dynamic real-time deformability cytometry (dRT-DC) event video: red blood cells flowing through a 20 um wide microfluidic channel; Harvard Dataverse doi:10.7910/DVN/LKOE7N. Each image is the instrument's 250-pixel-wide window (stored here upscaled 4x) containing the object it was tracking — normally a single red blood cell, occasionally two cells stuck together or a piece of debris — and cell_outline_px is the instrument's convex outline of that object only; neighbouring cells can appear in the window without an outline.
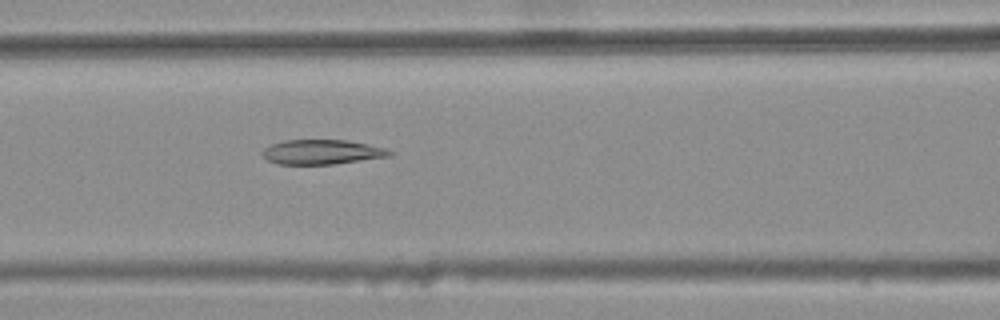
{"species": "common noctule bat (a hibernating species)", "species_latin": "Nyctalus noctula", "temperature_condition": "warm", "stored_images_in_passage": 28, "camera_frame_rate_fps": 3000, "um_per_image_px": 0.085, "animal": {"sex": "female", "body_mass_g": 25.1}, "frame": {"image": 1, "passage_image": 9, "time_ms": 2.667, "image_size_px": [1000, 320], "cell_outline_px": [[396, 152], [388, 156], [332, 164], [276, 164], [268, 160], [260, 152], [264, 148], [272, 144], [284, 140], [348, 140], [368, 144], [384, 148]], "centroid_in_image_um": [27.34, 12.91], "position_along_channel_um": 139.3, "area_um2": 18.15}}
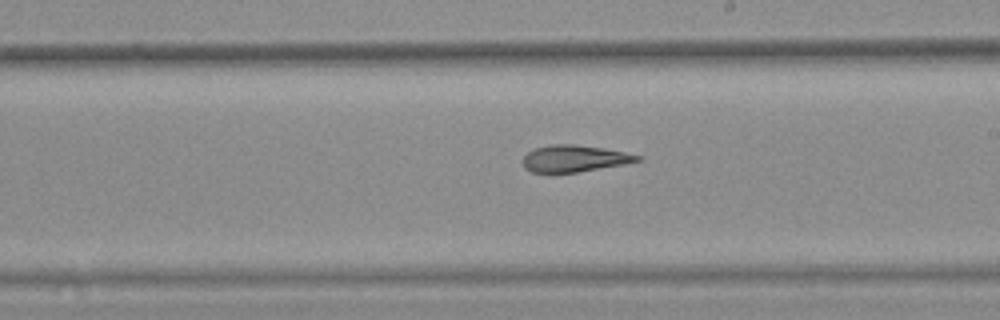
{"frame": {"image": 2, "passage_image": 17, "time_ms": 5.333, "image_size_px": [1000, 320], "cell_outline_px": [[644, 160], [624, 164], [576, 172], [532, 172], [524, 168], [520, 160], [528, 152], [536, 148], [552, 144], [572, 144], [604, 148], [624, 152], [640, 156]], "centroid_in_image_um": [48.79, 13.47], "position_along_channel_um": 240.2, "area_um2": 17.74}}
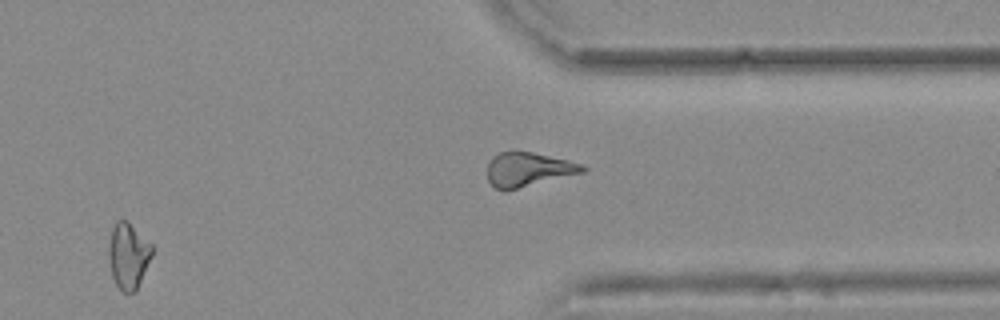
{"frame": {"image": 3, "passage_image": 27, "time_ms": 8.667, "image_size_px": [1000, 320], "cell_outline_px": [[152, 256], [136, 292], [124, 292], [116, 284], [112, 276], [108, 260], [108, 248], [112, 228], [116, 220], [128, 220], [152, 244]], "centroid_in_image_um": [10.9, 21.72], "position_along_channel_um": 400.5, "area_um2": 16.82}, "authors_computed_cell_mechanics": {"area_um2": 18.6405, "velocity_mm_per_s": 3.7904, "shape_relaxation_time_tau1_ms": null, "shape_relaxation_time_tau2_ms": 7.5844, "deformation_change_tau1": null, "deformation_change_tau2": 0.1947}}